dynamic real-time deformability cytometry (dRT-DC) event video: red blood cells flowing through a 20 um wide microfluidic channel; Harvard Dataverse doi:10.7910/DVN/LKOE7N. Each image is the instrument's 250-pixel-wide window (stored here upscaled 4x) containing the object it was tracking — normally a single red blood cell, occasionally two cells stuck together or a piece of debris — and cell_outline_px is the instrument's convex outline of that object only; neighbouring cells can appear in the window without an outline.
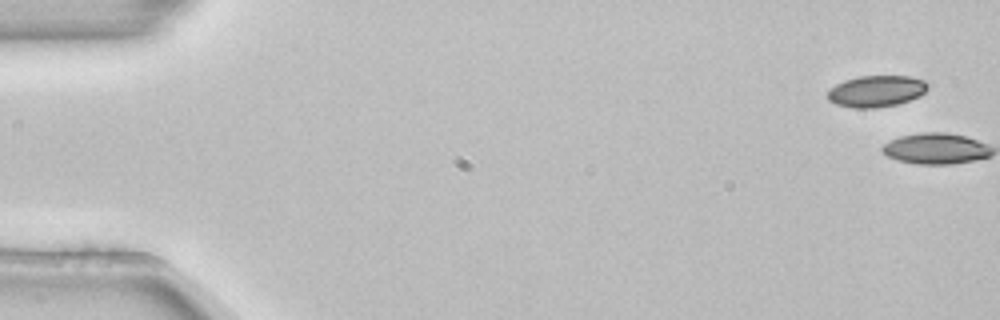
{"species": "common noctule bat (a hibernating species)", "species_latin": "Nyctalus noctula", "temperature_condition": "room temperature", "stored_images_in_passage": 8, "camera_frame_rate_fps": 3000, "um_per_image_px": 0.085, "animal": {"sex": "female", "body_mass_g": 22.7, "forearm_length_mm": 54.2}, "frame": {"image": 1, "passage_image": 1, "time_ms": 0.0, "image_size_px": [1000, 320], "cell_outline_px": [[928, 88], [920, 96], [896, 104], [876, 108], [852, 108], [836, 104], [828, 100], [828, 92], [836, 84], [844, 80], [860, 76], [908, 76], [924, 80], [928, 84]], "centroid_in_image_um": [74.48, 7.75], "position_along_channel_um": 10.5, "area_um2": 18.26}}
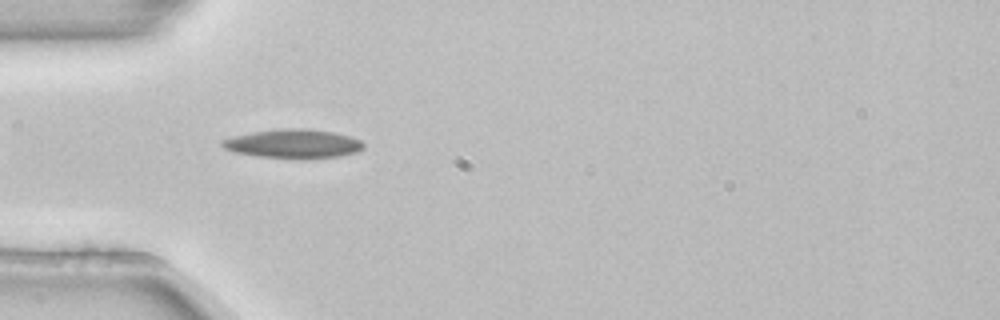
{"frame": {"image": 2, "passage_image": 5, "time_ms": 1.333, "image_size_px": [1000, 320], "cell_outline_px": [[364, 148], [356, 152], [340, 156], [256, 156], [232, 152], [224, 148], [220, 144], [220, 140], [252, 132], [284, 128], [304, 128], [332, 132], [348, 136], [360, 140], [364, 144]], "centroid_in_image_um": [24.88, 12.18], "position_along_channel_um": 60.1, "area_um2": 22.89}}